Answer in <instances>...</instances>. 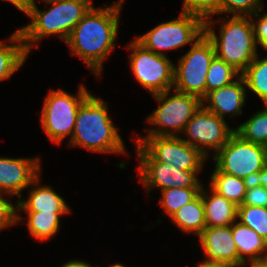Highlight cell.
<instances>
[{
    "instance_id": "cell-23",
    "label": "cell",
    "mask_w": 267,
    "mask_h": 267,
    "mask_svg": "<svg viewBox=\"0 0 267 267\" xmlns=\"http://www.w3.org/2000/svg\"><path fill=\"white\" fill-rule=\"evenodd\" d=\"M234 132L245 141L267 147V109L257 112Z\"/></svg>"
},
{
    "instance_id": "cell-37",
    "label": "cell",
    "mask_w": 267,
    "mask_h": 267,
    "mask_svg": "<svg viewBox=\"0 0 267 267\" xmlns=\"http://www.w3.org/2000/svg\"><path fill=\"white\" fill-rule=\"evenodd\" d=\"M251 267H267V259L259 261H251Z\"/></svg>"
},
{
    "instance_id": "cell-27",
    "label": "cell",
    "mask_w": 267,
    "mask_h": 267,
    "mask_svg": "<svg viewBox=\"0 0 267 267\" xmlns=\"http://www.w3.org/2000/svg\"><path fill=\"white\" fill-rule=\"evenodd\" d=\"M64 213H28L29 230L33 236L41 240L50 239L59 228V215Z\"/></svg>"
},
{
    "instance_id": "cell-2",
    "label": "cell",
    "mask_w": 267,
    "mask_h": 267,
    "mask_svg": "<svg viewBox=\"0 0 267 267\" xmlns=\"http://www.w3.org/2000/svg\"><path fill=\"white\" fill-rule=\"evenodd\" d=\"M107 113L106 103L90 94L78 108L70 143L95 152L123 153V141Z\"/></svg>"
},
{
    "instance_id": "cell-39",
    "label": "cell",
    "mask_w": 267,
    "mask_h": 267,
    "mask_svg": "<svg viewBox=\"0 0 267 267\" xmlns=\"http://www.w3.org/2000/svg\"><path fill=\"white\" fill-rule=\"evenodd\" d=\"M111 267H125V266L118 263V264L112 265Z\"/></svg>"
},
{
    "instance_id": "cell-24",
    "label": "cell",
    "mask_w": 267,
    "mask_h": 267,
    "mask_svg": "<svg viewBox=\"0 0 267 267\" xmlns=\"http://www.w3.org/2000/svg\"><path fill=\"white\" fill-rule=\"evenodd\" d=\"M257 59L256 56L241 76L250 91L256 93L267 105V57L259 61Z\"/></svg>"
},
{
    "instance_id": "cell-21",
    "label": "cell",
    "mask_w": 267,
    "mask_h": 267,
    "mask_svg": "<svg viewBox=\"0 0 267 267\" xmlns=\"http://www.w3.org/2000/svg\"><path fill=\"white\" fill-rule=\"evenodd\" d=\"M211 188L236 206L242 205L250 182L225 174L215 168L211 177Z\"/></svg>"
},
{
    "instance_id": "cell-29",
    "label": "cell",
    "mask_w": 267,
    "mask_h": 267,
    "mask_svg": "<svg viewBox=\"0 0 267 267\" xmlns=\"http://www.w3.org/2000/svg\"><path fill=\"white\" fill-rule=\"evenodd\" d=\"M183 12L194 14L204 20L208 16L222 13V0H184Z\"/></svg>"
},
{
    "instance_id": "cell-33",
    "label": "cell",
    "mask_w": 267,
    "mask_h": 267,
    "mask_svg": "<svg viewBox=\"0 0 267 267\" xmlns=\"http://www.w3.org/2000/svg\"><path fill=\"white\" fill-rule=\"evenodd\" d=\"M258 20L257 27L254 24L255 41L267 50V14Z\"/></svg>"
},
{
    "instance_id": "cell-26",
    "label": "cell",
    "mask_w": 267,
    "mask_h": 267,
    "mask_svg": "<svg viewBox=\"0 0 267 267\" xmlns=\"http://www.w3.org/2000/svg\"><path fill=\"white\" fill-rule=\"evenodd\" d=\"M238 217L241 224L253 229L267 241V207L239 205L237 206Z\"/></svg>"
},
{
    "instance_id": "cell-30",
    "label": "cell",
    "mask_w": 267,
    "mask_h": 267,
    "mask_svg": "<svg viewBox=\"0 0 267 267\" xmlns=\"http://www.w3.org/2000/svg\"><path fill=\"white\" fill-rule=\"evenodd\" d=\"M261 0H222V12L233 13L234 16H241V12L252 18V15L259 16L255 8L260 9ZM240 11V13H239ZM255 11V12H253ZM253 13V14H252Z\"/></svg>"
},
{
    "instance_id": "cell-14",
    "label": "cell",
    "mask_w": 267,
    "mask_h": 267,
    "mask_svg": "<svg viewBox=\"0 0 267 267\" xmlns=\"http://www.w3.org/2000/svg\"><path fill=\"white\" fill-rule=\"evenodd\" d=\"M199 239L208 258L203 264L224 265L229 267H242L244 265L239 259L238 249L231 231V225L206 227L199 235Z\"/></svg>"
},
{
    "instance_id": "cell-36",
    "label": "cell",
    "mask_w": 267,
    "mask_h": 267,
    "mask_svg": "<svg viewBox=\"0 0 267 267\" xmlns=\"http://www.w3.org/2000/svg\"><path fill=\"white\" fill-rule=\"evenodd\" d=\"M62 267H92V266H90V264H87L85 262L75 260L68 262L67 264L65 263V265H63Z\"/></svg>"
},
{
    "instance_id": "cell-12",
    "label": "cell",
    "mask_w": 267,
    "mask_h": 267,
    "mask_svg": "<svg viewBox=\"0 0 267 267\" xmlns=\"http://www.w3.org/2000/svg\"><path fill=\"white\" fill-rule=\"evenodd\" d=\"M137 153L140 158V175L146 188H202L195 177L199 171L178 170L168 164L156 161L139 143Z\"/></svg>"
},
{
    "instance_id": "cell-28",
    "label": "cell",
    "mask_w": 267,
    "mask_h": 267,
    "mask_svg": "<svg viewBox=\"0 0 267 267\" xmlns=\"http://www.w3.org/2000/svg\"><path fill=\"white\" fill-rule=\"evenodd\" d=\"M201 188H170L162 190L161 207L171 217L183 205L190 203L200 194Z\"/></svg>"
},
{
    "instance_id": "cell-15",
    "label": "cell",
    "mask_w": 267,
    "mask_h": 267,
    "mask_svg": "<svg viewBox=\"0 0 267 267\" xmlns=\"http://www.w3.org/2000/svg\"><path fill=\"white\" fill-rule=\"evenodd\" d=\"M37 159L0 158V192L17 194L39 181L40 165Z\"/></svg>"
},
{
    "instance_id": "cell-9",
    "label": "cell",
    "mask_w": 267,
    "mask_h": 267,
    "mask_svg": "<svg viewBox=\"0 0 267 267\" xmlns=\"http://www.w3.org/2000/svg\"><path fill=\"white\" fill-rule=\"evenodd\" d=\"M78 98L69 95L63 90L51 91L46 97L41 115V123L49 138L54 142L73 133L78 108L90 95L81 86Z\"/></svg>"
},
{
    "instance_id": "cell-5",
    "label": "cell",
    "mask_w": 267,
    "mask_h": 267,
    "mask_svg": "<svg viewBox=\"0 0 267 267\" xmlns=\"http://www.w3.org/2000/svg\"><path fill=\"white\" fill-rule=\"evenodd\" d=\"M214 158L218 171L252 182L267 165V148L245 141L234 132Z\"/></svg>"
},
{
    "instance_id": "cell-17",
    "label": "cell",
    "mask_w": 267,
    "mask_h": 267,
    "mask_svg": "<svg viewBox=\"0 0 267 267\" xmlns=\"http://www.w3.org/2000/svg\"><path fill=\"white\" fill-rule=\"evenodd\" d=\"M212 196L202 195L206 227H221L233 224L237 218V206L212 188Z\"/></svg>"
},
{
    "instance_id": "cell-6",
    "label": "cell",
    "mask_w": 267,
    "mask_h": 267,
    "mask_svg": "<svg viewBox=\"0 0 267 267\" xmlns=\"http://www.w3.org/2000/svg\"><path fill=\"white\" fill-rule=\"evenodd\" d=\"M156 161L178 170L200 171L206 156L199 149L169 131L149 130L148 136L137 141Z\"/></svg>"
},
{
    "instance_id": "cell-1",
    "label": "cell",
    "mask_w": 267,
    "mask_h": 267,
    "mask_svg": "<svg viewBox=\"0 0 267 267\" xmlns=\"http://www.w3.org/2000/svg\"><path fill=\"white\" fill-rule=\"evenodd\" d=\"M120 3H115L105 9L92 7L91 10L73 28L67 39V44L73 53L95 72L99 74L102 62L114 44L119 24Z\"/></svg>"
},
{
    "instance_id": "cell-8",
    "label": "cell",
    "mask_w": 267,
    "mask_h": 267,
    "mask_svg": "<svg viewBox=\"0 0 267 267\" xmlns=\"http://www.w3.org/2000/svg\"><path fill=\"white\" fill-rule=\"evenodd\" d=\"M204 21L197 15L182 12L180 18L159 24L136 41L147 50L164 55L159 50L176 49L200 39L204 35Z\"/></svg>"
},
{
    "instance_id": "cell-7",
    "label": "cell",
    "mask_w": 267,
    "mask_h": 267,
    "mask_svg": "<svg viewBox=\"0 0 267 267\" xmlns=\"http://www.w3.org/2000/svg\"><path fill=\"white\" fill-rule=\"evenodd\" d=\"M215 56L213 43L204 34L180 59L178 69L174 67L175 90L202 100L206 96V75Z\"/></svg>"
},
{
    "instance_id": "cell-11",
    "label": "cell",
    "mask_w": 267,
    "mask_h": 267,
    "mask_svg": "<svg viewBox=\"0 0 267 267\" xmlns=\"http://www.w3.org/2000/svg\"><path fill=\"white\" fill-rule=\"evenodd\" d=\"M203 105L205 104L200 106L184 128V132L193 140H182L207 156V152L201 145L219 151L228 142L234 129H229L224 119L211 113ZM199 144L200 146H198Z\"/></svg>"
},
{
    "instance_id": "cell-16",
    "label": "cell",
    "mask_w": 267,
    "mask_h": 267,
    "mask_svg": "<svg viewBox=\"0 0 267 267\" xmlns=\"http://www.w3.org/2000/svg\"><path fill=\"white\" fill-rule=\"evenodd\" d=\"M239 81H234L230 85L209 92L203 99L209 101L208 107H205L211 113L216 114L221 119L226 113L232 115L241 114V107L245 101V80L242 76L238 77Z\"/></svg>"
},
{
    "instance_id": "cell-35",
    "label": "cell",
    "mask_w": 267,
    "mask_h": 267,
    "mask_svg": "<svg viewBox=\"0 0 267 267\" xmlns=\"http://www.w3.org/2000/svg\"><path fill=\"white\" fill-rule=\"evenodd\" d=\"M12 2L17 8L25 12L27 15L29 13L30 7L32 6V0H8Z\"/></svg>"
},
{
    "instance_id": "cell-19",
    "label": "cell",
    "mask_w": 267,
    "mask_h": 267,
    "mask_svg": "<svg viewBox=\"0 0 267 267\" xmlns=\"http://www.w3.org/2000/svg\"><path fill=\"white\" fill-rule=\"evenodd\" d=\"M28 201H19L18 208L28 213H67L69 208L61 196L50 187H39L30 192Z\"/></svg>"
},
{
    "instance_id": "cell-4",
    "label": "cell",
    "mask_w": 267,
    "mask_h": 267,
    "mask_svg": "<svg viewBox=\"0 0 267 267\" xmlns=\"http://www.w3.org/2000/svg\"><path fill=\"white\" fill-rule=\"evenodd\" d=\"M212 22L204 21V34L213 43L216 57L243 73L257 56L254 23L244 15L233 16L221 26L219 42L209 27Z\"/></svg>"
},
{
    "instance_id": "cell-38",
    "label": "cell",
    "mask_w": 267,
    "mask_h": 267,
    "mask_svg": "<svg viewBox=\"0 0 267 267\" xmlns=\"http://www.w3.org/2000/svg\"><path fill=\"white\" fill-rule=\"evenodd\" d=\"M198 267H229L224 265H213V264H201Z\"/></svg>"
},
{
    "instance_id": "cell-10",
    "label": "cell",
    "mask_w": 267,
    "mask_h": 267,
    "mask_svg": "<svg viewBox=\"0 0 267 267\" xmlns=\"http://www.w3.org/2000/svg\"><path fill=\"white\" fill-rule=\"evenodd\" d=\"M128 47L133 49L130 65L135 78L153 95L170 90L174 85L175 65L165 55L147 50L136 40Z\"/></svg>"
},
{
    "instance_id": "cell-32",
    "label": "cell",
    "mask_w": 267,
    "mask_h": 267,
    "mask_svg": "<svg viewBox=\"0 0 267 267\" xmlns=\"http://www.w3.org/2000/svg\"><path fill=\"white\" fill-rule=\"evenodd\" d=\"M20 218L14 206L0 195V229L16 224Z\"/></svg>"
},
{
    "instance_id": "cell-20",
    "label": "cell",
    "mask_w": 267,
    "mask_h": 267,
    "mask_svg": "<svg viewBox=\"0 0 267 267\" xmlns=\"http://www.w3.org/2000/svg\"><path fill=\"white\" fill-rule=\"evenodd\" d=\"M201 188L200 194L190 203L183 205L172 216L173 223H176L181 231L194 232L198 236L206 228L204 205L202 200ZM203 191V192H202Z\"/></svg>"
},
{
    "instance_id": "cell-25",
    "label": "cell",
    "mask_w": 267,
    "mask_h": 267,
    "mask_svg": "<svg viewBox=\"0 0 267 267\" xmlns=\"http://www.w3.org/2000/svg\"><path fill=\"white\" fill-rule=\"evenodd\" d=\"M238 71L216 56L211 61L206 75V95L216 89L230 85L232 77L238 76Z\"/></svg>"
},
{
    "instance_id": "cell-22",
    "label": "cell",
    "mask_w": 267,
    "mask_h": 267,
    "mask_svg": "<svg viewBox=\"0 0 267 267\" xmlns=\"http://www.w3.org/2000/svg\"><path fill=\"white\" fill-rule=\"evenodd\" d=\"M10 41L22 44L3 45L0 42V81L10 78L12 73L22 66L28 54L19 30L14 33Z\"/></svg>"
},
{
    "instance_id": "cell-31",
    "label": "cell",
    "mask_w": 267,
    "mask_h": 267,
    "mask_svg": "<svg viewBox=\"0 0 267 267\" xmlns=\"http://www.w3.org/2000/svg\"><path fill=\"white\" fill-rule=\"evenodd\" d=\"M242 205L267 207V191L263 186L250 182Z\"/></svg>"
},
{
    "instance_id": "cell-34",
    "label": "cell",
    "mask_w": 267,
    "mask_h": 267,
    "mask_svg": "<svg viewBox=\"0 0 267 267\" xmlns=\"http://www.w3.org/2000/svg\"><path fill=\"white\" fill-rule=\"evenodd\" d=\"M252 183H254L255 185L263 186L267 191V165L255 175Z\"/></svg>"
},
{
    "instance_id": "cell-18",
    "label": "cell",
    "mask_w": 267,
    "mask_h": 267,
    "mask_svg": "<svg viewBox=\"0 0 267 267\" xmlns=\"http://www.w3.org/2000/svg\"><path fill=\"white\" fill-rule=\"evenodd\" d=\"M234 242L238 249L239 259L244 263L246 259L243 255L250 257L249 262L267 259V255L261 257L267 249V241L261 238L253 229L239 223L231 225Z\"/></svg>"
},
{
    "instance_id": "cell-3",
    "label": "cell",
    "mask_w": 267,
    "mask_h": 267,
    "mask_svg": "<svg viewBox=\"0 0 267 267\" xmlns=\"http://www.w3.org/2000/svg\"><path fill=\"white\" fill-rule=\"evenodd\" d=\"M46 2L53 3V6L43 12L38 10L35 1L32 2L28 16L33 22L19 30L27 53L33 45L28 42L39 41L46 35L59 34L66 42L73 28L93 7L89 0H46Z\"/></svg>"
},
{
    "instance_id": "cell-13",
    "label": "cell",
    "mask_w": 267,
    "mask_h": 267,
    "mask_svg": "<svg viewBox=\"0 0 267 267\" xmlns=\"http://www.w3.org/2000/svg\"><path fill=\"white\" fill-rule=\"evenodd\" d=\"M170 90L153 95L163 102L148 119L152 124L165 126L174 131L184 130L188 121L203 104L202 100L191 94L175 90V95L166 98ZM166 99V100H165Z\"/></svg>"
}]
</instances>
